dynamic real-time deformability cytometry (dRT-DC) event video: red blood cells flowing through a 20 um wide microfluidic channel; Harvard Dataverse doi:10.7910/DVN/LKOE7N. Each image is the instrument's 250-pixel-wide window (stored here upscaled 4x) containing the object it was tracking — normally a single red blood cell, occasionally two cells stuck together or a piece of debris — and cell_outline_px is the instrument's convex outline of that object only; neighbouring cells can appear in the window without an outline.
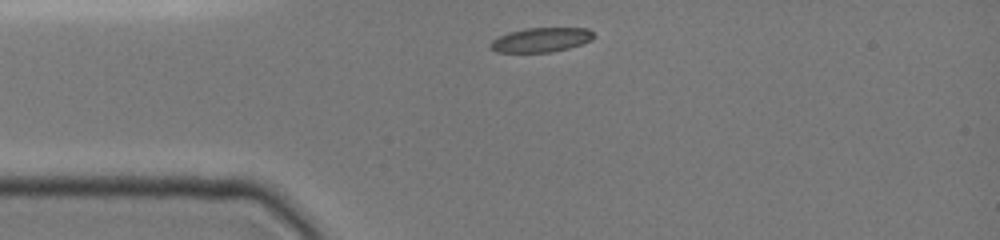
{"species": "common noctule bat (a hibernating species)", "species_latin": "Nyctalus noctula", "temperature_condition": "cold", "stored_images_in_passage": 24, "camera_frame_rate_fps": 3000, "um_per_image_px": 0.085, "animal": {"sex": "female", "body_mass_g": 19.0, "forearm_length_mm": 51.5}, "frame": {"image": 1, "passage_image": 1, "time_ms": 0.0, "image_size_px": [1000, 240], "cell_outline_px": [[596, 36], [592, 40], [568, 48], [552, 52], [496, 52], [488, 48], [488, 44], [492, 40], [508, 32], [524, 28], [588, 28]], "centroid_in_image_um": [45.96, 3.38], "position_along_channel_um": 39.0, "area_um2": 14.8}}
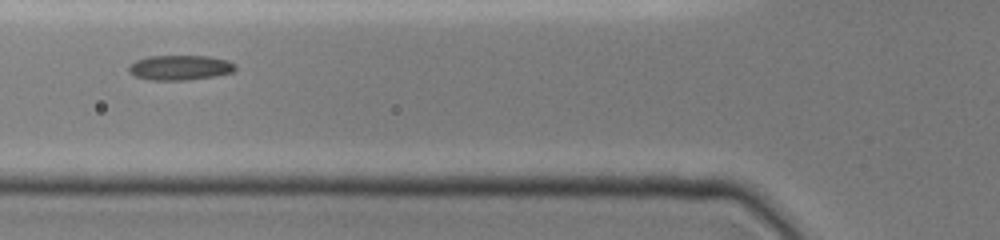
{"frame": {"image": 2, "passage_image": 14, "time_ms": 2.333, "image_size_px": [1000, 240], "cell_outline_px": [[236, 68], [232, 72], [216, 76], [188, 80], [148, 80], [136, 76], [128, 72], [128, 64], [136, 60], [148, 56], [208, 56], [224, 60], [236, 64]], "centroid_in_image_um": [15.26, 5.75], "position_along_channel_um": 110.5, "area_um2": 15.55}}
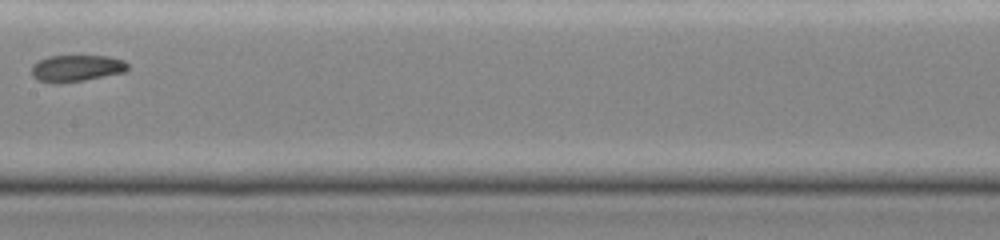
{"frame": {"image": 3, "passage_image": 23, "time_ms": 4.667, "image_size_px": [1000, 240], "cell_outline_px": [[128, 68], [124, 72], [84, 80], [36, 80], [32, 76], [32, 64], [48, 56], [108, 56], [124, 60], [128, 64]], "centroid_in_image_um": [6.54, 5.75], "position_along_channel_um": 200.9, "area_um2": 14.28}}